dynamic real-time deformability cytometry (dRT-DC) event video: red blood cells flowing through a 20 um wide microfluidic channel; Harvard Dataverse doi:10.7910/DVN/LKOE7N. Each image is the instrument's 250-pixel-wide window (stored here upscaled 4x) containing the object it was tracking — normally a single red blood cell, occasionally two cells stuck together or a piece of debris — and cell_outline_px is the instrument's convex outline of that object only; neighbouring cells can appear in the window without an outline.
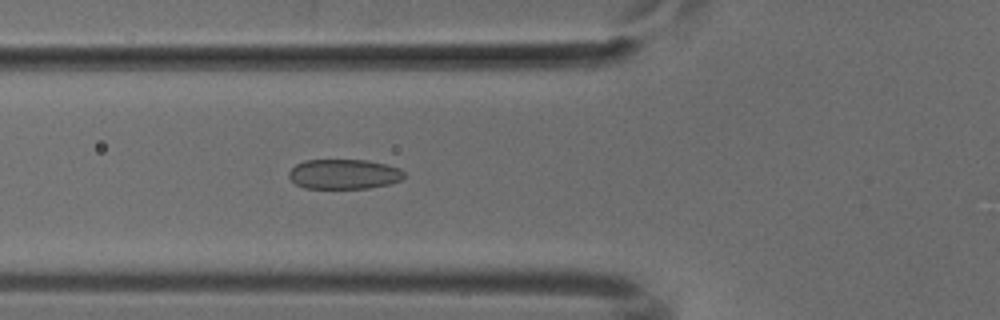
{"species": "common noctule bat (a hibernating species)", "species_latin": "Nyctalus noctula", "temperature_condition": "cold", "stored_images_in_passage": 50, "camera_frame_rate_fps": 3000, "um_per_image_px": 0.085, "animal": {"sex": "male", "body_mass_g": 18.8}, "frame": {"image": 1, "passage_image": 18, "time_ms": 5.667, "image_size_px": [1000, 320], "cell_outline_px": [[404, 176], [400, 180], [388, 184], [368, 188], [304, 188], [296, 184], [288, 176], [288, 172], [296, 164], [304, 160], [368, 160], [388, 164], [400, 168], [404, 172]], "centroid_in_image_um": [29.23, 14.79], "position_along_channel_um": 96.6, "area_um2": 20.11}}
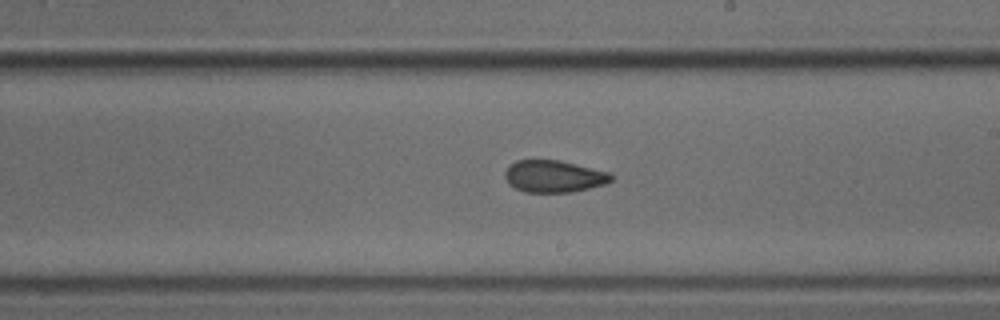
{"frame": {"image": 2, "passage_image": 29, "time_ms": 9.333, "image_size_px": [1000, 320], "cell_outline_px": [[612, 180], [604, 184], [588, 188], [568, 192], [524, 192], [508, 184], [504, 176], [504, 172], [516, 160], [560, 160], [608, 172], [612, 176]], "centroid_in_image_um": [47.04, 14.99], "position_along_channel_um": 242.0, "area_um2": 19.59}}
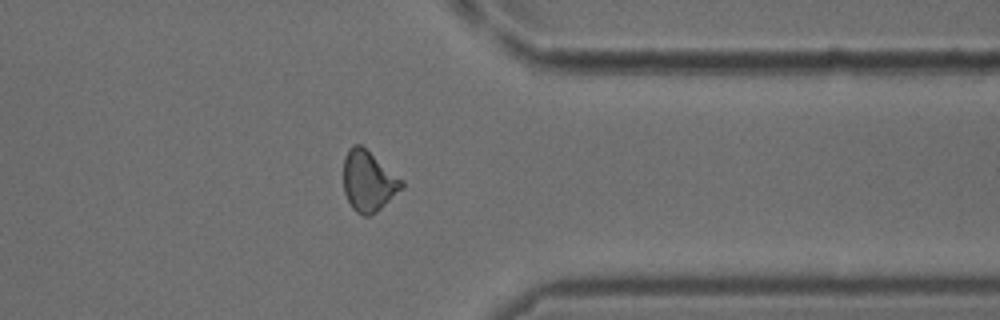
{"frame": {"image": 3, "passage_image": 40, "time_ms": 13.0, "image_size_px": [1000, 320], "cell_outline_px": [[404, 188], [376, 212], [368, 216], [364, 216], [356, 212], [352, 208], [344, 192], [344, 156], [348, 148], [352, 144], [360, 144], [404, 180]], "centroid_in_image_um": [31.33, 15.39], "position_along_channel_um": 380.1, "area_um2": 20.63}}